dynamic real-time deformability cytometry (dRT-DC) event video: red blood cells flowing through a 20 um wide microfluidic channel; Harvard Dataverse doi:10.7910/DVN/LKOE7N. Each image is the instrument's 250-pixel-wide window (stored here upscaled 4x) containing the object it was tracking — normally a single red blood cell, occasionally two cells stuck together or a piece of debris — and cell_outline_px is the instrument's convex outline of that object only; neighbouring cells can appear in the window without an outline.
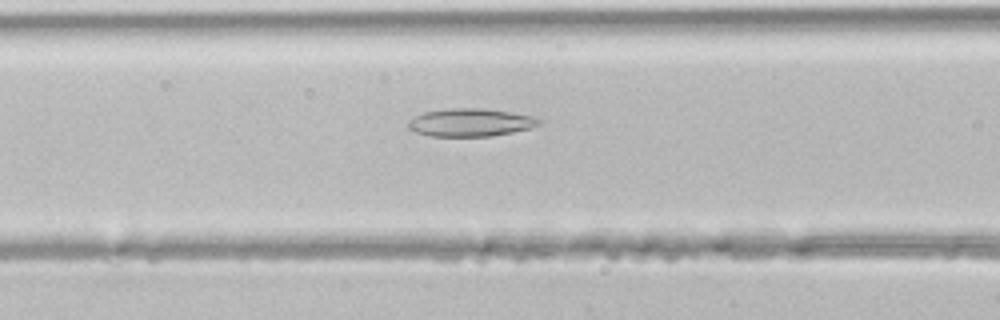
{"species": "common noctule bat (a hibernating species)", "species_latin": "Nyctalus noctula", "temperature_condition": "room temperature", "stored_images_in_passage": 40, "camera_frame_rate_fps": 3000, "um_per_image_px": 0.085, "animal": {"sex": "male", "body_mass_g": 21.5, "forearm_length_mm": 52.0}, "frame": {"image": 1, "passage_image": 15, "time_ms": 4.667, "image_size_px": [1000, 320], "cell_outline_px": [[544, 120], [540, 124], [532, 128], [492, 136], [432, 136], [416, 132], [408, 128], [408, 120], [424, 112], [448, 108], [484, 108], [512, 112], [536, 116]], "centroid_in_image_um": [40.05, 10.4], "position_along_channel_um": 126.5, "area_um2": 21.5}}
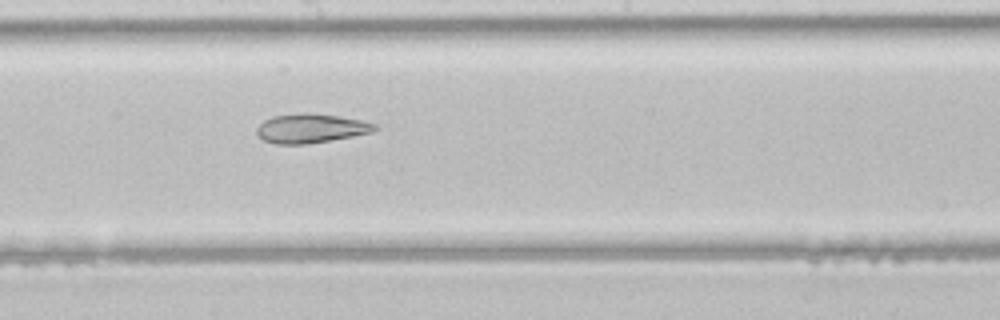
{"frame": {"image": 2, "passage_image": 21, "time_ms": 6.667, "image_size_px": [1000, 320], "cell_outline_px": [[376, 128], [372, 132], [332, 140], [308, 144], [276, 144], [264, 140], [256, 132], [256, 128], [264, 120], [272, 116], [304, 112], [308, 112], [340, 116], [360, 120], [376, 124]], "centroid_in_image_um": [26.4, 10.9], "position_along_channel_um": 221.8, "area_um2": 20.06}}
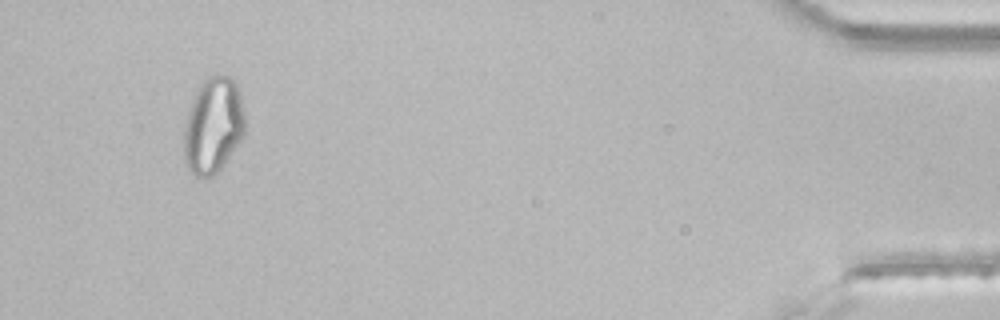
{"frame": {"image": 3, "passage_image": 38, "time_ms": 12.333, "image_size_px": [1000, 320], "cell_outline_px": [[244, 136], [240, 144], [228, 160], [212, 176], [204, 180], [196, 176], [188, 168], [184, 160], [184, 128], [188, 112], [192, 100], [200, 84], [208, 76], [216, 72], [228, 76], [236, 80], [240, 92], [244, 108]], "centroid_in_image_um": [18.14, 10.65], "position_along_channel_um": 417.1, "area_um2": 34.85}}